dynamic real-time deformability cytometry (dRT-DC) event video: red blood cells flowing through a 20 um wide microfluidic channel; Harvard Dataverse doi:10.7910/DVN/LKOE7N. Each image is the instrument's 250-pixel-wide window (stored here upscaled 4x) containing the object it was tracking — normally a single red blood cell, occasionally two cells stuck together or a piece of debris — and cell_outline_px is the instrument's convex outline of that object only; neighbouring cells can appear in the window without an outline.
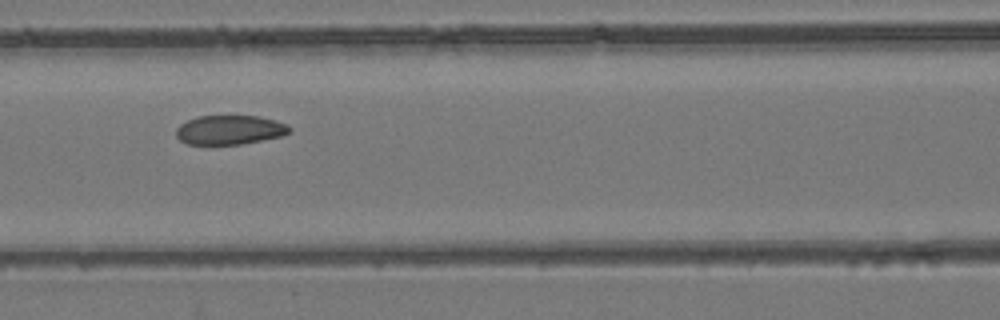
{"species": "common noctule bat (a hibernating species)", "species_latin": "Nyctalus noctula", "temperature_condition": "room temperature", "stored_images_in_passage": 7, "segment_of_instrument_passage": [1, 2], "camera_frame_rate_fps": 3000, "um_per_image_px": 0.085, "animal": {"sex": "female", "body_mass_g": 24.6, "forearm_length_mm": 56.2}, "frame": {"image": 1, "passage_image": 5, "time_ms": 4.333, "image_size_px": [1000, 320], "cell_outline_px": [[292, 132], [280, 136], [240, 144], [188, 144], [180, 140], [176, 136], [176, 128], [180, 124], [188, 120], [200, 116], [256, 116], [276, 120], [288, 124], [292, 128]], "centroid_in_image_um": [19.54, 11.03], "position_along_channel_um": 147.1, "area_um2": 19.25}}
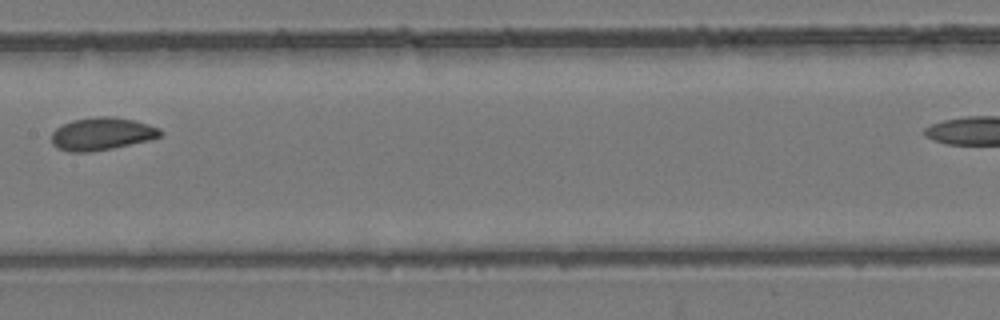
{"frame": {"image": 2, "passage_image": 6, "time_ms": 5.667, "image_size_px": [1000, 320], "cell_outline_px": [[164, 132], [160, 136], [148, 140], [112, 148], [88, 152], [68, 152], [56, 148], [52, 144], [52, 132], [56, 128], [72, 120], [100, 116], [116, 116], [136, 120], [160, 128]], "centroid_in_image_um": [8.65, 11.37], "position_along_channel_um": 198.7, "area_um2": 20.81}}